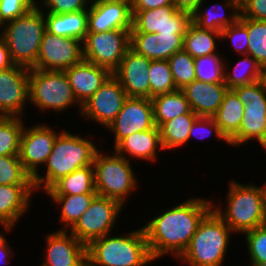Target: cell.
Instances as JSON below:
<instances>
[{"mask_svg": "<svg viewBox=\"0 0 266 266\" xmlns=\"http://www.w3.org/2000/svg\"><path fill=\"white\" fill-rule=\"evenodd\" d=\"M0 185H33L19 155H0Z\"/></svg>", "mask_w": 266, "mask_h": 266, "instance_id": "cell-39", "label": "cell"}, {"mask_svg": "<svg viewBox=\"0 0 266 266\" xmlns=\"http://www.w3.org/2000/svg\"><path fill=\"white\" fill-rule=\"evenodd\" d=\"M260 194H261V200H262V206H263V213L265 216L266 221V184L263 187L258 186Z\"/></svg>", "mask_w": 266, "mask_h": 266, "instance_id": "cell-51", "label": "cell"}, {"mask_svg": "<svg viewBox=\"0 0 266 266\" xmlns=\"http://www.w3.org/2000/svg\"><path fill=\"white\" fill-rule=\"evenodd\" d=\"M226 38H230L237 54H248V29L239 20L221 31V40Z\"/></svg>", "mask_w": 266, "mask_h": 266, "instance_id": "cell-43", "label": "cell"}, {"mask_svg": "<svg viewBox=\"0 0 266 266\" xmlns=\"http://www.w3.org/2000/svg\"><path fill=\"white\" fill-rule=\"evenodd\" d=\"M21 117L0 116V155H19L24 129Z\"/></svg>", "mask_w": 266, "mask_h": 266, "instance_id": "cell-35", "label": "cell"}, {"mask_svg": "<svg viewBox=\"0 0 266 266\" xmlns=\"http://www.w3.org/2000/svg\"><path fill=\"white\" fill-rule=\"evenodd\" d=\"M244 108L237 93L233 89H228L217 113L213 116L228 141L239 131Z\"/></svg>", "mask_w": 266, "mask_h": 266, "instance_id": "cell-28", "label": "cell"}, {"mask_svg": "<svg viewBox=\"0 0 266 266\" xmlns=\"http://www.w3.org/2000/svg\"><path fill=\"white\" fill-rule=\"evenodd\" d=\"M84 266H92V265H91L90 263L87 262Z\"/></svg>", "mask_w": 266, "mask_h": 266, "instance_id": "cell-55", "label": "cell"}, {"mask_svg": "<svg viewBox=\"0 0 266 266\" xmlns=\"http://www.w3.org/2000/svg\"><path fill=\"white\" fill-rule=\"evenodd\" d=\"M122 208L118 201L97 195L70 228V233L88 246L92 241L110 234Z\"/></svg>", "mask_w": 266, "mask_h": 266, "instance_id": "cell-11", "label": "cell"}, {"mask_svg": "<svg viewBox=\"0 0 266 266\" xmlns=\"http://www.w3.org/2000/svg\"><path fill=\"white\" fill-rule=\"evenodd\" d=\"M6 243L8 242L6 241L4 234L0 231V264H5L11 256L10 246H8Z\"/></svg>", "mask_w": 266, "mask_h": 266, "instance_id": "cell-50", "label": "cell"}, {"mask_svg": "<svg viewBox=\"0 0 266 266\" xmlns=\"http://www.w3.org/2000/svg\"><path fill=\"white\" fill-rule=\"evenodd\" d=\"M240 18L266 21V0H240Z\"/></svg>", "mask_w": 266, "mask_h": 266, "instance_id": "cell-46", "label": "cell"}, {"mask_svg": "<svg viewBox=\"0 0 266 266\" xmlns=\"http://www.w3.org/2000/svg\"><path fill=\"white\" fill-rule=\"evenodd\" d=\"M150 99L176 91L168 60H153L149 65Z\"/></svg>", "mask_w": 266, "mask_h": 266, "instance_id": "cell-37", "label": "cell"}, {"mask_svg": "<svg viewBox=\"0 0 266 266\" xmlns=\"http://www.w3.org/2000/svg\"><path fill=\"white\" fill-rule=\"evenodd\" d=\"M36 3L35 0H0V22L5 25L25 15Z\"/></svg>", "mask_w": 266, "mask_h": 266, "instance_id": "cell-42", "label": "cell"}, {"mask_svg": "<svg viewBox=\"0 0 266 266\" xmlns=\"http://www.w3.org/2000/svg\"><path fill=\"white\" fill-rule=\"evenodd\" d=\"M130 32L142 33H186L192 23V15L178 11L174 5L148 10H132Z\"/></svg>", "mask_w": 266, "mask_h": 266, "instance_id": "cell-13", "label": "cell"}, {"mask_svg": "<svg viewBox=\"0 0 266 266\" xmlns=\"http://www.w3.org/2000/svg\"><path fill=\"white\" fill-rule=\"evenodd\" d=\"M248 29V55L262 67L266 64V21L239 18Z\"/></svg>", "mask_w": 266, "mask_h": 266, "instance_id": "cell-36", "label": "cell"}, {"mask_svg": "<svg viewBox=\"0 0 266 266\" xmlns=\"http://www.w3.org/2000/svg\"><path fill=\"white\" fill-rule=\"evenodd\" d=\"M192 110L176 116L159 127L163 149L178 148L189 141V131L198 118Z\"/></svg>", "mask_w": 266, "mask_h": 266, "instance_id": "cell-31", "label": "cell"}, {"mask_svg": "<svg viewBox=\"0 0 266 266\" xmlns=\"http://www.w3.org/2000/svg\"><path fill=\"white\" fill-rule=\"evenodd\" d=\"M81 44V45H80ZM83 41L45 31L36 64L30 69L65 71L84 60Z\"/></svg>", "mask_w": 266, "mask_h": 266, "instance_id": "cell-12", "label": "cell"}, {"mask_svg": "<svg viewBox=\"0 0 266 266\" xmlns=\"http://www.w3.org/2000/svg\"><path fill=\"white\" fill-rule=\"evenodd\" d=\"M185 33L130 32V48L153 60H168L183 50Z\"/></svg>", "mask_w": 266, "mask_h": 266, "instance_id": "cell-20", "label": "cell"}, {"mask_svg": "<svg viewBox=\"0 0 266 266\" xmlns=\"http://www.w3.org/2000/svg\"><path fill=\"white\" fill-rule=\"evenodd\" d=\"M168 62L177 89L181 90L196 80L194 58L188 52L184 50L176 52Z\"/></svg>", "mask_w": 266, "mask_h": 266, "instance_id": "cell-40", "label": "cell"}, {"mask_svg": "<svg viewBox=\"0 0 266 266\" xmlns=\"http://www.w3.org/2000/svg\"><path fill=\"white\" fill-rule=\"evenodd\" d=\"M33 190V185H0V224L6 231L28 210Z\"/></svg>", "mask_w": 266, "mask_h": 266, "instance_id": "cell-24", "label": "cell"}, {"mask_svg": "<svg viewBox=\"0 0 266 266\" xmlns=\"http://www.w3.org/2000/svg\"><path fill=\"white\" fill-rule=\"evenodd\" d=\"M14 65L15 64L11 59L8 46L6 45L5 40L2 38L0 40V71L6 70Z\"/></svg>", "mask_w": 266, "mask_h": 266, "instance_id": "cell-49", "label": "cell"}, {"mask_svg": "<svg viewBox=\"0 0 266 266\" xmlns=\"http://www.w3.org/2000/svg\"><path fill=\"white\" fill-rule=\"evenodd\" d=\"M127 97L118 79L111 74L82 105L81 114L107 128L121 111Z\"/></svg>", "mask_w": 266, "mask_h": 266, "instance_id": "cell-14", "label": "cell"}, {"mask_svg": "<svg viewBox=\"0 0 266 266\" xmlns=\"http://www.w3.org/2000/svg\"><path fill=\"white\" fill-rule=\"evenodd\" d=\"M46 31L61 37H70L83 41L88 33V10L66 14L47 13L44 16Z\"/></svg>", "mask_w": 266, "mask_h": 266, "instance_id": "cell-26", "label": "cell"}, {"mask_svg": "<svg viewBox=\"0 0 266 266\" xmlns=\"http://www.w3.org/2000/svg\"><path fill=\"white\" fill-rule=\"evenodd\" d=\"M86 138L62 131L55 139L53 150L46 161L45 176L36 174L32 178L35 191L44 188L48 191L57 181L76 169L93 165L98 149Z\"/></svg>", "mask_w": 266, "mask_h": 266, "instance_id": "cell-2", "label": "cell"}, {"mask_svg": "<svg viewBox=\"0 0 266 266\" xmlns=\"http://www.w3.org/2000/svg\"><path fill=\"white\" fill-rule=\"evenodd\" d=\"M212 132H214L215 137L223 141H226V143L229 144V141L221 133L219 126L216 124L215 119L213 117H205V116H199L195 120L189 131V140L191 139L192 136H196L198 138L203 139L212 134Z\"/></svg>", "mask_w": 266, "mask_h": 266, "instance_id": "cell-44", "label": "cell"}, {"mask_svg": "<svg viewBox=\"0 0 266 266\" xmlns=\"http://www.w3.org/2000/svg\"><path fill=\"white\" fill-rule=\"evenodd\" d=\"M211 203L191 198L148 221L143 228L152 258L171 252L178 259L189 246L199 223L215 206Z\"/></svg>", "mask_w": 266, "mask_h": 266, "instance_id": "cell-1", "label": "cell"}, {"mask_svg": "<svg viewBox=\"0 0 266 266\" xmlns=\"http://www.w3.org/2000/svg\"><path fill=\"white\" fill-rule=\"evenodd\" d=\"M232 229L212 209L199 223L187 249L178 259L189 266H221Z\"/></svg>", "mask_w": 266, "mask_h": 266, "instance_id": "cell-4", "label": "cell"}, {"mask_svg": "<svg viewBox=\"0 0 266 266\" xmlns=\"http://www.w3.org/2000/svg\"><path fill=\"white\" fill-rule=\"evenodd\" d=\"M87 260L92 266H145L154 261L143 227L124 236L108 234L92 241Z\"/></svg>", "mask_w": 266, "mask_h": 266, "instance_id": "cell-3", "label": "cell"}, {"mask_svg": "<svg viewBox=\"0 0 266 266\" xmlns=\"http://www.w3.org/2000/svg\"><path fill=\"white\" fill-rule=\"evenodd\" d=\"M163 150L160 131L158 127L144 130L123 138L116 146L114 151L126 157L128 153L131 157L154 161L156 158L157 148Z\"/></svg>", "mask_w": 266, "mask_h": 266, "instance_id": "cell-25", "label": "cell"}, {"mask_svg": "<svg viewBox=\"0 0 266 266\" xmlns=\"http://www.w3.org/2000/svg\"><path fill=\"white\" fill-rule=\"evenodd\" d=\"M84 1H85L86 3H91V5L99 2V0H84ZM87 1H88V2H87ZM91 1H93V2H91Z\"/></svg>", "mask_w": 266, "mask_h": 266, "instance_id": "cell-54", "label": "cell"}, {"mask_svg": "<svg viewBox=\"0 0 266 266\" xmlns=\"http://www.w3.org/2000/svg\"><path fill=\"white\" fill-rule=\"evenodd\" d=\"M240 60L233 68V73L227 72L224 67V83L228 89H234L239 86L250 85L260 80L261 66L250 55Z\"/></svg>", "mask_w": 266, "mask_h": 266, "instance_id": "cell-34", "label": "cell"}, {"mask_svg": "<svg viewBox=\"0 0 266 266\" xmlns=\"http://www.w3.org/2000/svg\"><path fill=\"white\" fill-rule=\"evenodd\" d=\"M133 0H99V2L132 3Z\"/></svg>", "mask_w": 266, "mask_h": 266, "instance_id": "cell-53", "label": "cell"}, {"mask_svg": "<svg viewBox=\"0 0 266 266\" xmlns=\"http://www.w3.org/2000/svg\"><path fill=\"white\" fill-rule=\"evenodd\" d=\"M151 60L129 49L112 73L128 97L150 98L149 65Z\"/></svg>", "mask_w": 266, "mask_h": 266, "instance_id": "cell-18", "label": "cell"}, {"mask_svg": "<svg viewBox=\"0 0 266 266\" xmlns=\"http://www.w3.org/2000/svg\"><path fill=\"white\" fill-rule=\"evenodd\" d=\"M29 100L39 110L64 111L76 100L65 71L30 69Z\"/></svg>", "mask_w": 266, "mask_h": 266, "instance_id": "cell-9", "label": "cell"}, {"mask_svg": "<svg viewBox=\"0 0 266 266\" xmlns=\"http://www.w3.org/2000/svg\"><path fill=\"white\" fill-rule=\"evenodd\" d=\"M58 134V132L43 124L23 129L19 159L24 170L32 178L38 174L39 165L46 163Z\"/></svg>", "mask_w": 266, "mask_h": 266, "instance_id": "cell-16", "label": "cell"}, {"mask_svg": "<svg viewBox=\"0 0 266 266\" xmlns=\"http://www.w3.org/2000/svg\"><path fill=\"white\" fill-rule=\"evenodd\" d=\"M45 193L48 195L97 194L93 165L76 169L57 181Z\"/></svg>", "mask_w": 266, "mask_h": 266, "instance_id": "cell-29", "label": "cell"}, {"mask_svg": "<svg viewBox=\"0 0 266 266\" xmlns=\"http://www.w3.org/2000/svg\"><path fill=\"white\" fill-rule=\"evenodd\" d=\"M202 5L203 3H201L196 9V11L192 14V22L201 29L221 32L224 28H227L228 26L235 24L240 18V1L238 0H226L224 4L222 3L219 5L216 4V6L215 5L212 6V9L205 8L204 10H202ZM218 7L219 10L224 9L225 7L234 10V12L231 13L232 15L230 17H228L224 13L219 14L221 13V10L218 13L216 11V8Z\"/></svg>", "mask_w": 266, "mask_h": 266, "instance_id": "cell-27", "label": "cell"}, {"mask_svg": "<svg viewBox=\"0 0 266 266\" xmlns=\"http://www.w3.org/2000/svg\"><path fill=\"white\" fill-rule=\"evenodd\" d=\"M130 30L114 29L107 32H88L83 40L84 60L113 73L130 49Z\"/></svg>", "mask_w": 266, "mask_h": 266, "instance_id": "cell-10", "label": "cell"}, {"mask_svg": "<svg viewBox=\"0 0 266 266\" xmlns=\"http://www.w3.org/2000/svg\"><path fill=\"white\" fill-rule=\"evenodd\" d=\"M197 116L213 117L228 91L225 83H205L194 80L181 89Z\"/></svg>", "mask_w": 266, "mask_h": 266, "instance_id": "cell-23", "label": "cell"}, {"mask_svg": "<svg viewBox=\"0 0 266 266\" xmlns=\"http://www.w3.org/2000/svg\"><path fill=\"white\" fill-rule=\"evenodd\" d=\"M215 37L221 39V32L201 29L192 22L184 35L183 50L193 58L215 54Z\"/></svg>", "mask_w": 266, "mask_h": 266, "instance_id": "cell-32", "label": "cell"}, {"mask_svg": "<svg viewBox=\"0 0 266 266\" xmlns=\"http://www.w3.org/2000/svg\"><path fill=\"white\" fill-rule=\"evenodd\" d=\"M42 5L46 6L48 13L66 14L86 9L88 5L84 0H43Z\"/></svg>", "mask_w": 266, "mask_h": 266, "instance_id": "cell-45", "label": "cell"}, {"mask_svg": "<svg viewBox=\"0 0 266 266\" xmlns=\"http://www.w3.org/2000/svg\"><path fill=\"white\" fill-rule=\"evenodd\" d=\"M219 54H210L194 58L195 77L205 83H224L226 61Z\"/></svg>", "mask_w": 266, "mask_h": 266, "instance_id": "cell-38", "label": "cell"}, {"mask_svg": "<svg viewBox=\"0 0 266 266\" xmlns=\"http://www.w3.org/2000/svg\"><path fill=\"white\" fill-rule=\"evenodd\" d=\"M46 242V260L41 266H84L88 262L87 246L66 228L50 233Z\"/></svg>", "mask_w": 266, "mask_h": 266, "instance_id": "cell-19", "label": "cell"}, {"mask_svg": "<svg viewBox=\"0 0 266 266\" xmlns=\"http://www.w3.org/2000/svg\"><path fill=\"white\" fill-rule=\"evenodd\" d=\"M260 81L266 88V64L261 67V78Z\"/></svg>", "mask_w": 266, "mask_h": 266, "instance_id": "cell-52", "label": "cell"}, {"mask_svg": "<svg viewBox=\"0 0 266 266\" xmlns=\"http://www.w3.org/2000/svg\"><path fill=\"white\" fill-rule=\"evenodd\" d=\"M73 94L79 103L81 114L82 105L103 85L112 74L108 69L83 60L65 70Z\"/></svg>", "mask_w": 266, "mask_h": 266, "instance_id": "cell-22", "label": "cell"}, {"mask_svg": "<svg viewBox=\"0 0 266 266\" xmlns=\"http://www.w3.org/2000/svg\"><path fill=\"white\" fill-rule=\"evenodd\" d=\"M156 127L191 111L190 104L182 90L161 94L151 98Z\"/></svg>", "mask_w": 266, "mask_h": 266, "instance_id": "cell-30", "label": "cell"}, {"mask_svg": "<svg viewBox=\"0 0 266 266\" xmlns=\"http://www.w3.org/2000/svg\"><path fill=\"white\" fill-rule=\"evenodd\" d=\"M29 75L30 68L16 64L0 71V116L23 115L29 102Z\"/></svg>", "mask_w": 266, "mask_h": 266, "instance_id": "cell-15", "label": "cell"}, {"mask_svg": "<svg viewBox=\"0 0 266 266\" xmlns=\"http://www.w3.org/2000/svg\"><path fill=\"white\" fill-rule=\"evenodd\" d=\"M153 106L150 98L127 97L115 120L107 127L114 132V145L132 133L155 128Z\"/></svg>", "mask_w": 266, "mask_h": 266, "instance_id": "cell-17", "label": "cell"}, {"mask_svg": "<svg viewBox=\"0 0 266 266\" xmlns=\"http://www.w3.org/2000/svg\"><path fill=\"white\" fill-rule=\"evenodd\" d=\"M166 5H174V0H133L132 10H148Z\"/></svg>", "mask_w": 266, "mask_h": 266, "instance_id": "cell-47", "label": "cell"}, {"mask_svg": "<svg viewBox=\"0 0 266 266\" xmlns=\"http://www.w3.org/2000/svg\"><path fill=\"white\" fill-rule=\"evenodd\" d=\"M250 255V266H266V224L244 233Z\"/></svg>", "mask_w": 266, "mask_h": 266, "instance_id": "cell-41", "label": "cell"}, {"mask_svg": "<svg viewBox=\"0 0 266 266\" xmlns=\"http://www.w3.org/2000/svg\"><path fill=\"white\" fill-rule=\"evenodd\" d=\"M203 1L205 0H174V6L178 11L192 15Z\"/></svg>", "mask_w": 266, "mask_h": 266, "instance_id": "cell-48", "label": "cell"}, {"mask_svg": "<svg viewBox=\"0 0 266 266\" xmlns=\"http://www.w3.org/2000/svg\"><path fill=\"white\" fill-rule=\"evenodd\" d=\"M127 157L114 152L104 155L101 150L94 157L95 189L98 196L118 201L124 206L127 196L136 189L137 179Z\"/></svg>", "mask_w": 266, "mask_h": 266, "instance_id": "cell-7", "label": "cell"}, {"mask_svg": "<svg viewBox=\"0 0 266 266\" xmlns=\"http://www.w3.org/2000/svg\"><path fill=\"white\" fill-rule=\"evenodd\" d=\"M245 106L239 131L229 140L240 146L255 139L266 150V88L259 80L233 89Z\"/></svg>", "mask_w": 266, "mask_h": 266, "instance_id": "cell-8", "label": "cell"}, {"mask_svg": "<svg viewBox=\"0 0 266 266\" xmlns=\"http://www.w3.org/2000/svg\"><path fill=\"white\" fill-rule=\"evenodd\" d=\"M132 3L98 2L89 5L88 32L132 29Z\"/></svg>", "mask_w": 266, "mask_h": 266, "instance_id": "cell-21", "label": "cell"}, {"mask_svg": "<svg viewBox=\"0 0 266 266\" xmlns=\"http://www.w3.org/2000/svg\"><path fill=\"white\" fill-rule=\"evenodd\" d=\"M53 202L61 206L60 221L65 223L64 227L70 228L89 208L97 194H80V195H49ZM69 225V226H68Z\"/></svg>", "mask_w": 266, "mask_h": 266, "instance_id": "cell-33", "label": "cell"}, {"mask_svg": "<svg viewBox=\"0 0 266 266\" xmlns=\"http://www.w3.org/2000/svg\"><path fill=\"white\" fill-rule=\"evenodd\" d=\"M35 5L29 12L7 23L2 29L14 64L32 68L40 52L41 41L46 31L44 14Z\"/></svg>", "mask_w": 266, "mask_h": 266, "instance_id": "cell-5", "label": "cell"}, {"mask_svg": "<svg viewBox=\"0 0 266 266\" xmlns=\"http://www.w3.org/2000/svg\"><path fill=\"white\" fill-rule=\"evenodd\" d=\"M227 209L215 206V213L232 229L233 233H245L266 224L259 188L251 183L248 185L229 183Z\"/></svg>", "mask_w": 266, "mask_h": 266, "instance_id": "cell-6", "label": "cell"}]
</instances>
